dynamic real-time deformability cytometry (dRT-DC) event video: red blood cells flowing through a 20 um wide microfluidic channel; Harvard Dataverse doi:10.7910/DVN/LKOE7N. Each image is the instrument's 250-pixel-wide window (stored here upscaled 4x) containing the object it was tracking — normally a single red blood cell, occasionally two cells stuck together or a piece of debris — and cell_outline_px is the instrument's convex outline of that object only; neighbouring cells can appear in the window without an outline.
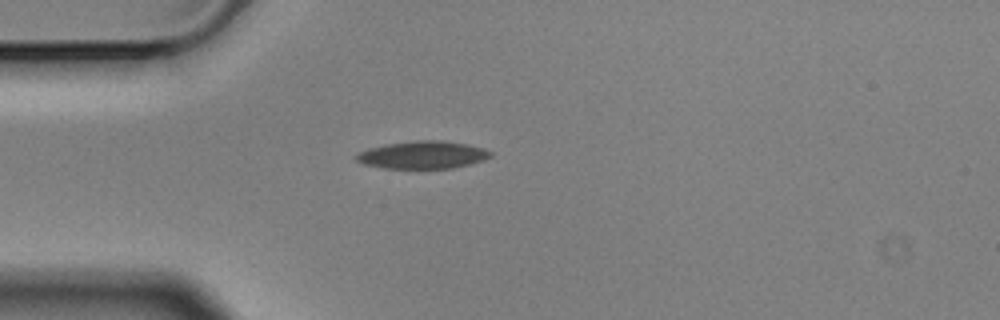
{"species": "Egyptian fruit bat (a non-hibernating species)", "species_latin": "Rousettus aegyptiacus", "temperature_condition": "cold", "stored_images_in_passage": 1, "camera_frame_rate_fps": 3000, "um_per_image_px": 0.085, "animal": {"sex": "male"}, "frame": {"image": 1, "passage_image": 1, "time_ms": 0.0, "image_size_px": [1000, 320], "cell_outline_px": [[492, 156], [484, 160], [452, 168], [384, 168], [364, 164], [356, 160], [356, 156], [360, 152], [368, 148], [388, 144], [416, 140], [440, 140], [464, 144], [484, 148], [492, 152]], "centroid_in_image_um": [35.94, 13.16], "position_along_channel_um": 49.1, "area_um2": 21.33}}